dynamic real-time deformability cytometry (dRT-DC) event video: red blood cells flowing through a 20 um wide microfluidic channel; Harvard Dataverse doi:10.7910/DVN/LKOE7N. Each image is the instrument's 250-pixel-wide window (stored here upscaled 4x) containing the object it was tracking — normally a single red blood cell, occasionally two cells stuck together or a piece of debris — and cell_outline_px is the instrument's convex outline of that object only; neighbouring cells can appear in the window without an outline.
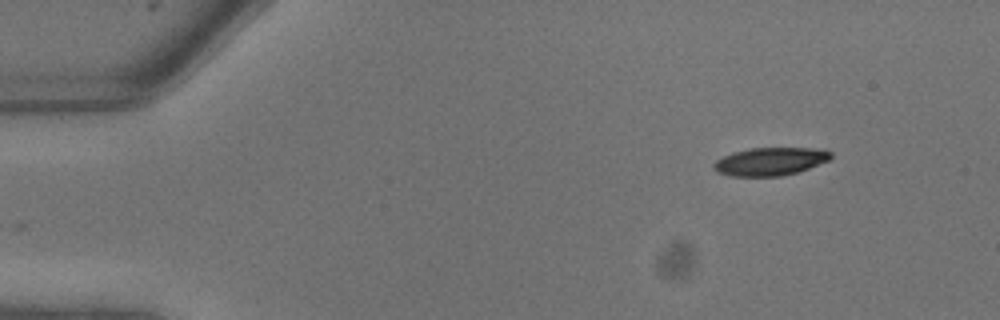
{"species": "common noctule bat (a hibernating species)", "species_latin": "Nyctalus noctula", "temperature_condition": "warm", "stored_images_in_passage": 5, "camera_frame_rate_fps": 3000, "um_per_image_px": 0.085, "animal": {"sex": "male", "body_mass_g": 13.3}, "frame": {"image": 1, "passage_image": 5, "time_ms": 1.333, "image_size_px": [1000, 320], "cell_outline_px": [[832, 156], [828, 160], [808, 168], [796, 172], [780, 176], [732, 176], [716, 172], [712, 168], [712, 164], [716, 160], [732, 152], [752, 148], [824, 148], [832, 152]], "centroid_in_image_um": [65.45, 13.71], "position_along_channel_um": 19.5, "area_um2": 19.13}}